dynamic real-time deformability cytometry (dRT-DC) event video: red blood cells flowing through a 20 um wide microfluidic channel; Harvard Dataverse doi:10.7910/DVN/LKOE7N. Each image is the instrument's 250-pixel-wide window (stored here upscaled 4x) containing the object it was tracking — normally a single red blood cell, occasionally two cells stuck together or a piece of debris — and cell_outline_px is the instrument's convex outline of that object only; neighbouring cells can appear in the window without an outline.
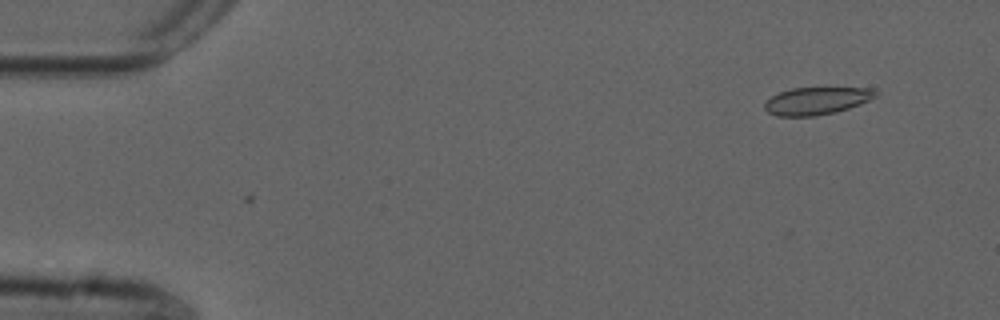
{"species": "common noctule bat (a hibernating species)", "species_latin": "Nyctalus noctula", "temperature_condition": "cold", "stored_images_in_passage": 2, "camera_frame_rate_fps": 3000, "um_per_image_px": 0.085, "animal": {"sex": "male", "forearm_length_mm": 52.5}, "frame": {"image": 1, "passage_image": 2, "time_ms": 0.333, "image_size_px": [1000, 320], "cell_outline_px": [[876, 96], [860, 104], [836, 112], [816, 116], [776, 116], [768, 112], [764, 108], [764, 104], [772, 96], [780, 92], [792, 88], [876, 88]], "centroid_in_image_um": [69.4, 8.57], "position_along_channel_um": 15.6, "area_um2": 17.63}}